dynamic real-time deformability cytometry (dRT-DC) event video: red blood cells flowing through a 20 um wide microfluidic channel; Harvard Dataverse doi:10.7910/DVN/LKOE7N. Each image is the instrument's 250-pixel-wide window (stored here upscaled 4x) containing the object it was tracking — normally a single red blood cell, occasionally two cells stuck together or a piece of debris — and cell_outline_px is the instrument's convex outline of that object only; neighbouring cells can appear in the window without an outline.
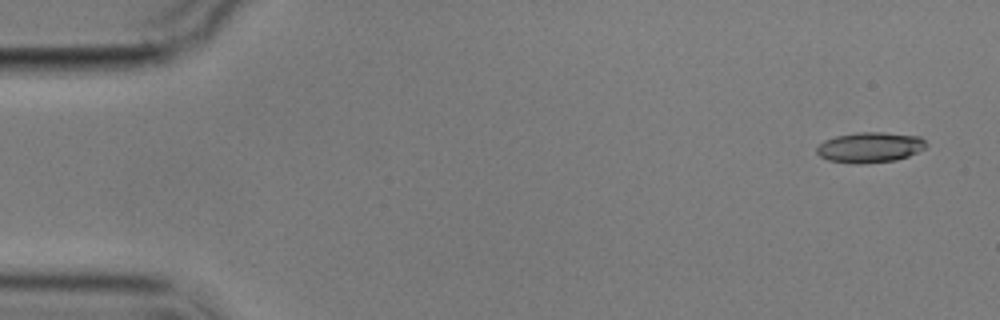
{"species": "common noctule bat (a hibernating species)", "species_latin": "Nyctalus noctula", "temperature_condition": "cold", "stored_images_in_passage": 4, "camera_frame_rate_fps": 3000, "um_per_image_px": 0.085, "animal": {"sex": "male", "body_mass_g": 17.9}, "frame": {"image": 1, "passage_image": 1, "time_ms": 0.0, "image_size_px": [1000, 320], "cell_outline_px": [[928, 144], [924, 148], [908, 156], [896, 160], [860, 164], [856, 164], [828, 160], [820, 156], [816, 152], [816, 148], [824, 140], [836, 136], [856, 132], [884, 132], [920, 136]], "centroid_in_image_um": [73.94, 12.52], "position_along_channel_um": 11.1, "area_um2": 19.42}}
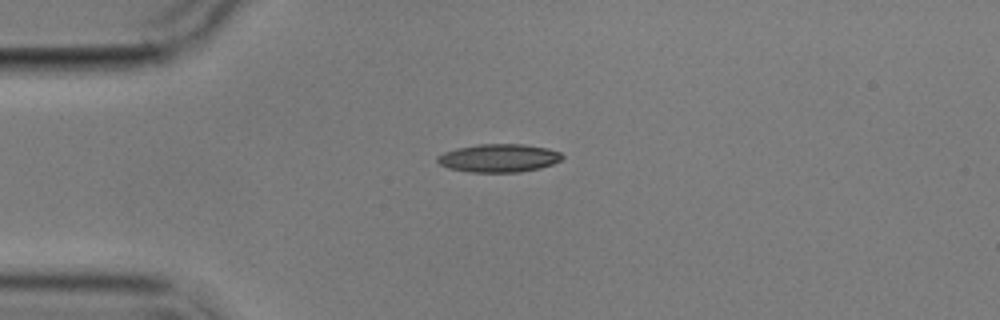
{"frame": {"image": 2, "passage_image": 4, "time_ms": 3.667, "image_size_px": [1000, 320], "cell_outline_px": [[564, 156], [560, 160], [552, 164], [540, 168], [520, 172], [468, 172], [448, 168], [440, 164], [436, 160], [436, 156], [444, 152], [456, 148], [476, 144], [524, 144], [548, 148], [560, 152]], "centroid_in_image_um": [42.38, 13.43], "position_along_channel_um": 42.6, "area_um2": 20.63}}